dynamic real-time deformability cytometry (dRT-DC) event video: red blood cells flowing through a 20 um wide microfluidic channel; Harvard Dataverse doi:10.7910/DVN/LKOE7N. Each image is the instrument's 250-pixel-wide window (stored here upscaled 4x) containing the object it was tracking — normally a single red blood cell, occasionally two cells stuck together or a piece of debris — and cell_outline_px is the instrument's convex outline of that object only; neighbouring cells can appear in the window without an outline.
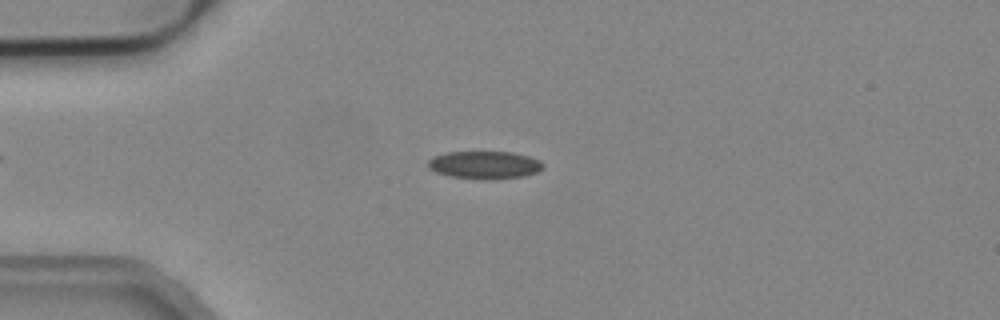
{"species": "common noctule bat (a hibernating species)", "species_latin": "Nyctalus noctula", "temperature_condition": "cold", "stored_images_in_passage": 4, "camera_frame_rate_fps": 3000, "um_per_image_px": 0.085, "animal": {"sex": "male", "body_mass_g": 19.2, "forearm_length_mm": 51.8}, "frame": {"image": 1, "passage_image": 2, "time_ms": 0.333, "image_size_px": [1000, 320], "cell_outline_px": [[544, 168], [536, 172], [524, 176], [488, 180], [452, 176], [436, 172], [428, 168], [428, 160], [432, 156], [448, 152], [512, 152], [528, 156], [540, 160], [544, 164]], "centroid_in_image_um": [41.2, 14.02], "position_along_channel_um": 43.8, "area_um2": 18.61}}